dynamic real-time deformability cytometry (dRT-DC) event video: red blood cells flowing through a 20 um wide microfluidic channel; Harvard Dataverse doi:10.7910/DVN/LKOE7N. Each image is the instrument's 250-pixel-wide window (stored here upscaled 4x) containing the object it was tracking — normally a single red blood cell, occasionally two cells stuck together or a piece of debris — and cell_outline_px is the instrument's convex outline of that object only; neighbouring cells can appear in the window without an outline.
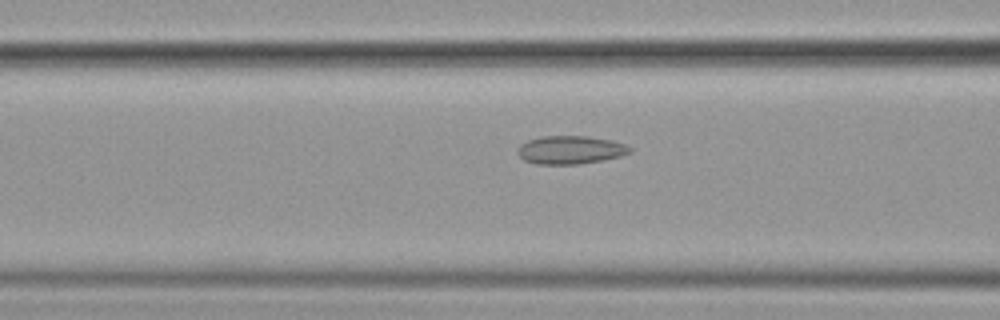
{"species": "common noctule bat (a hibernating species)", "species_latin": "Nyctalus noctula", "temperature_condition": "cold", "stored_images_in_passage": 42, "camera_frame_rate_fps": 3000, "um_per_image_px": 0.085, "animal": {"sex": "female", "body_mass_g": 19.9}, "frame": {"image": 1, "passage_image": 15, "time_ms": 4.667, "image_size_px": [1000, 320], "cell_outline_px": [[632, 152], [620, 156], [580, 164], [536, 164], [524, 160], [516, 152], [516, 148], [520, 144], [528, 140], [544, 136], [588, 136], [612, 140], [624, 144], [632, 148]], "centroid_in_image_um": [48.46, 12.74], "position_along_channel_um": 118.1, "area_um2": 18.5}}
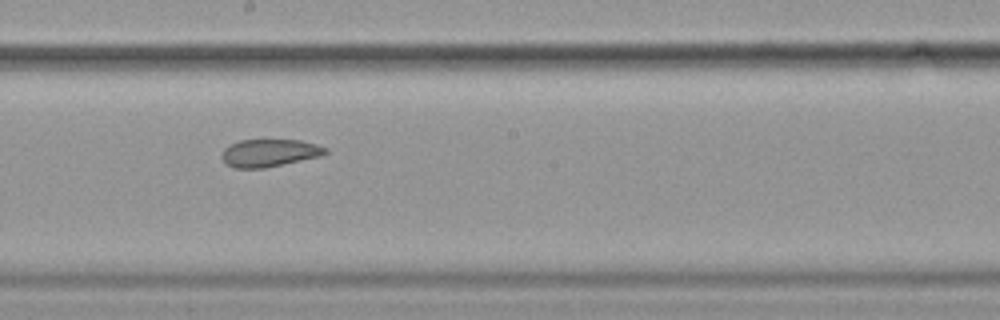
{"frame": {"image": 2, "passage_image": 24, "time_ms": 7.667, "image_size_px": [1000, 320], "cell_outline_px": [[328, 152], [320, 156], [264, 168], [232, 168], [224, 164], [220, 156], [224, 148], [240, 140], [300, 140], [316, 144], [328, 148]], "centroid_in_image_um": [22.86, 13.0], "position_along_channel_um": 225.3, "area_um2": 16.7}}
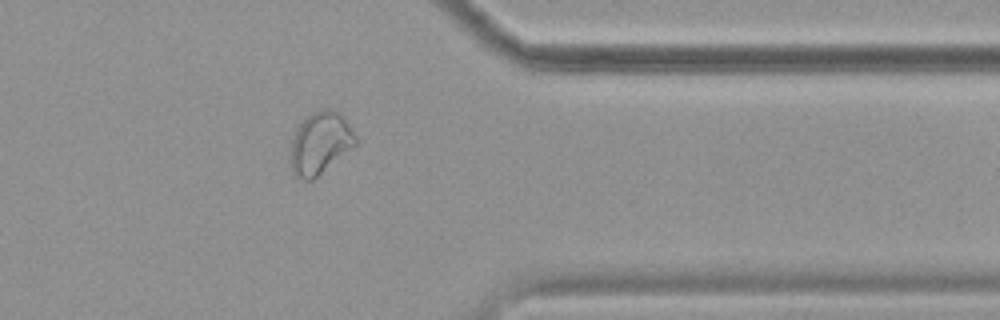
{"frame": {"image": 3, "passage_image": 38, "time_ms": 12.333, "image_size_px": [1000, 320], "cell_outline_px": [[356, 144], [312, 180], [304, 180], [296, 176], [292, 172], [292, 136], [296, 128], [312, 112], [320, 108], [328, 108], [336, 112], [348, 124], [356, 136]], "centroid_in_image_um": [27.2, 12.15], "position_along_channel_um": 384.2, "area_um2": 22.83}}